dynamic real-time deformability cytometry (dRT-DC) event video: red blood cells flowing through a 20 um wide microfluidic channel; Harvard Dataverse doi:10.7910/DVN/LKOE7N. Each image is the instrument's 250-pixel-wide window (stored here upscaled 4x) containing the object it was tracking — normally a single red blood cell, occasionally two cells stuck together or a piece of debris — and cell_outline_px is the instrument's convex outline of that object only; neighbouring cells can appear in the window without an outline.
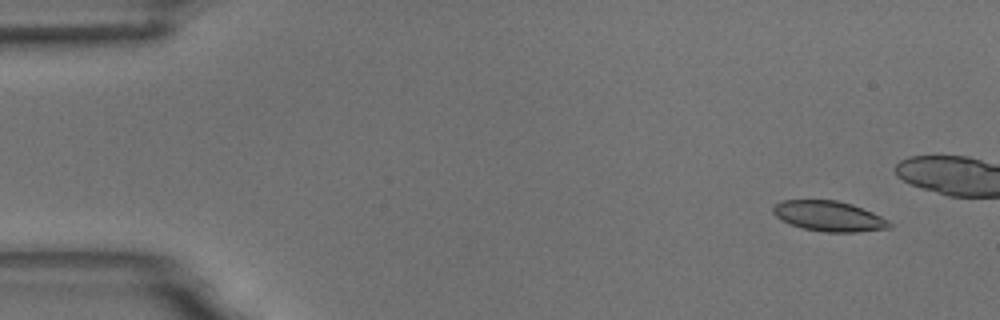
{"species": "common noctule bat (a hibernating species)", "species_latin": "Nyctalus noctula", "temperature_condition": "room temperature", "stored_images_in_passage": 6, "camera_frame_rate_fps": 3000, "um_per_image_px": 0.085, "animal": {"sex": "male", "body_mass_g": 18.8}, "frame": {"image": 1, "passage_image": 1, "time_ms": 0.0, "image_size_px": [1000, 320], "cell_outline_px": [[892, 228], [860, 232], [824, 232], [800, 228], [788, 224], [780, 220], [772, 212], [772, 208], [780, 200], [836, 200], [852, 204], [872, 212], [888, 220], [892, 224]], "centroid_in_image_um": [70.44, 18.38], "position_along_channel_um": 14.6, "area_um2": 20.81}}